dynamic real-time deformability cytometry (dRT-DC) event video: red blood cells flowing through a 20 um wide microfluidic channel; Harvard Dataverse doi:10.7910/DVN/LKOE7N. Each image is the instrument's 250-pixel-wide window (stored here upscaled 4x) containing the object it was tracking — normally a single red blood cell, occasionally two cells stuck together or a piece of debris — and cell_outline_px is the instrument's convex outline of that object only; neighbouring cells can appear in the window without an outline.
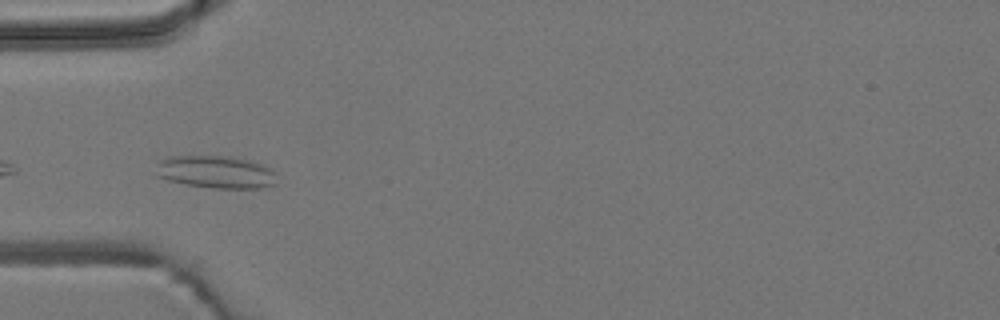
{"species": "common noctule bat (a hibernating species)", "species_latin": "Nyctalus noctula", "temperature_condition": "room temperature", "stored_images_in_passage": 36, "camera_frame_rate_fps": 3000, "um_per_image_px": 0.085, "animal": {"sex": "male", "body_mass_g": 19.2, "forearm_length_mm": 51.8}, "frame": {"image": 1, "passage_image": 6, "time_ms": 1.667, "image_size_px": [1000, 320], "cell_outline_px": [[276, 184], [260, 188], [212, 188], [188, 184], [168, 180], [152, 176], [160, 160], [164, 156], [232, 156], [248, 160], [272, 168]], "centroid_in_image_um": [18.28, 14.61], "position_along_channel_um": 66.7, "area_um2": 23.12}, "authors_computed_cell_mechanics": {"area_um2": 17.3689, "velocity_mm_per_s": 3.7683, "shape_relaxation_time_tau1_ms": 0.5459, "shape_relaxation_time_tau2_ms": 1.2617, "deformation_change_tau1": 0.0503, "deformation_change_tau2": 0.0614}}